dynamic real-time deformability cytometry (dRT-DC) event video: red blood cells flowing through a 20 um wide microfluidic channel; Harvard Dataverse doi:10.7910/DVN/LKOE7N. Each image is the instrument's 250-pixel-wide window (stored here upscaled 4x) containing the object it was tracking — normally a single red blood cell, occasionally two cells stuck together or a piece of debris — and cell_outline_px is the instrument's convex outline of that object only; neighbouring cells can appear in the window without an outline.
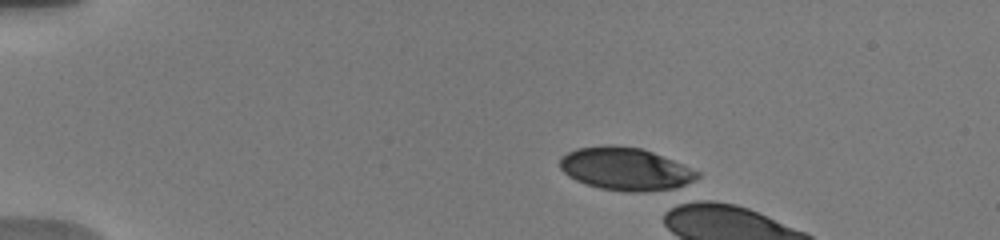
{"species": "human", "species_latin": "Homo sapiens", "temperature_condition": "warm", "stored_images_in_passage": 6, "camera_frame_rate_fps": 3000, "um_per_image_px": 0.085, "donor": {"sex": "male"}, "frame": {"image": 1, "passage_image": 1, "time_ms": 0.0, "image_size_px": [1000, 240], "cell_outline_px": [[700, 176], [696, 180], [676, 192], [628, 192], [600, 188], [576, 180], [568, 176], [560, 168], [560, 160], [568, 152], [576, 148], [604, 144], [612, 144], [640, 148], [652, 152], [672, 160], [700, 172]], "centroid_in_image_um": [53.25, 14.39], "position_along_channel_um": 31.7, "area_um2": 34.97}}